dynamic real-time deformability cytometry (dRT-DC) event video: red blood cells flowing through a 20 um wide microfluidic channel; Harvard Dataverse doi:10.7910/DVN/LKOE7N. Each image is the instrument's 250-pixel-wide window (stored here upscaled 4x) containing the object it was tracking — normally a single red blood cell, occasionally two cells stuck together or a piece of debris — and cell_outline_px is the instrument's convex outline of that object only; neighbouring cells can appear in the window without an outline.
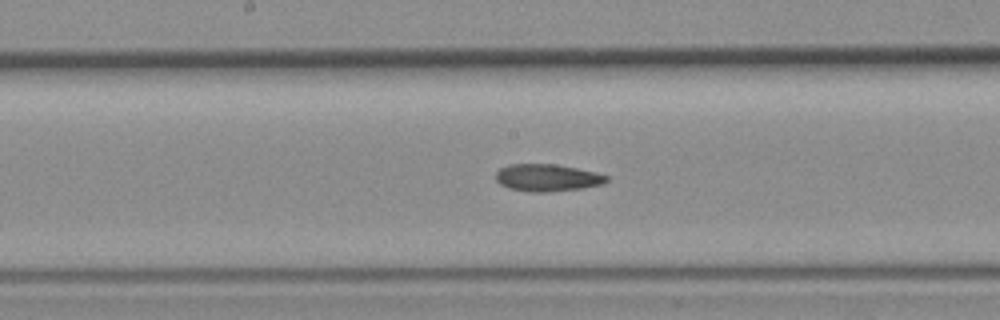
{"species": "common noctule bat (a hibernating species)", "species_latin": "Nyctalus noctula", "temperature_condition": "room temperature", "stored_images_in_passage": 37, "camera_frame_rate_fps": 3000, "um_per_image_px": 0.085, "animal": {"sex": "female", "body_mass_g": 19.3, "forearm_length_mm": 54.1}, "frame": {"image": 1, "passage_image": 16, "time_ms": 5.0, "image_size_px": [1000, 320], "cell_outline_px": [[608, 180], [604, 184], [580, 188], [548, 192], [532, 192], [508, 188], [500, 184], [496, 180], [496, 172], [500, 168], [508, 164], [552, 164], [576, 168], [596, 172], [608, 176]], "centroid_in_image_um": [46.5, 15.1], "position_along_channel_um": 201.7, "area_um2": 17.51}}
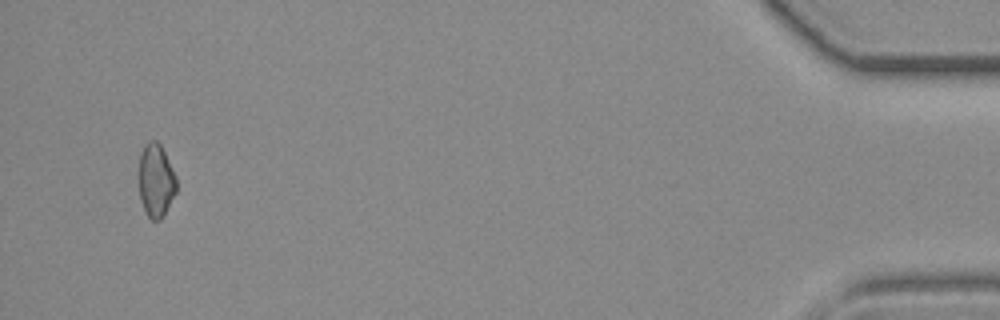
{"frame": {"image": 2, "passage_image": 37, "time_ms": 12.0, "image_size_px": [1000, 320], "cell_outline_px": [[176, 192], [164, 216], [160, 220], [152, 220], [148, 216], [140, 200], [136, 180], [136, 176], [140, 152], [144, 144], [148, 140], [156, 140], [160, 144], [176, 176]], "centroid_in_image_um": [13.19, 15.33], "position_along_channel_um": 422.0, "area_um2": 16.7}}